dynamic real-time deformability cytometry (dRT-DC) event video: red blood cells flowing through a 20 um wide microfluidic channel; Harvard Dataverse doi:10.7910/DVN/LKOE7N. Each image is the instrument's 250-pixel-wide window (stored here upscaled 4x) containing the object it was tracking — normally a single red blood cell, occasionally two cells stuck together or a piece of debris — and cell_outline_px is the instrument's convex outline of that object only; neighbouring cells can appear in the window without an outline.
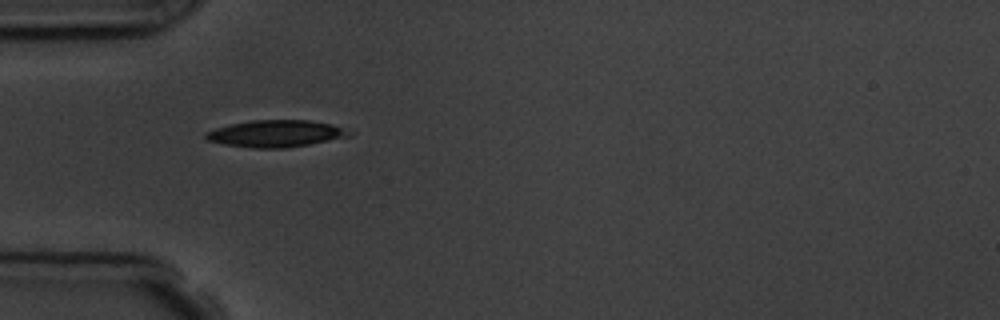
{"species": "common noctule bat (a hibernating species)", "species_latin": "Nyctalus noctula", "temperature_condition": "room temperature", "stored_images_in_passage": 2, "camera_frame_rate_fps": 3000, "um_per_image_px": 0.085, "animal": {"sex": "male", "body_mass_g": 19.5, "forearm_length_mm": 54.6}, "frame": {"image": 1, "passage_image": 1, "time_ms": 0.0, "image_size_px": [1000, 320], "cell_outline_px": [[356, 132], [352, 136], [288, 148], [252, 148], [224, 144], [208, 140], [204, 136], [204, 132], [216, 128], [232, 124], [252, 120], [308, 120], [332, 124]], "centroid_in_image_um": [23.5, 11.36], "position_along_channel_um": 61.5, "area_um2": 22.6}}